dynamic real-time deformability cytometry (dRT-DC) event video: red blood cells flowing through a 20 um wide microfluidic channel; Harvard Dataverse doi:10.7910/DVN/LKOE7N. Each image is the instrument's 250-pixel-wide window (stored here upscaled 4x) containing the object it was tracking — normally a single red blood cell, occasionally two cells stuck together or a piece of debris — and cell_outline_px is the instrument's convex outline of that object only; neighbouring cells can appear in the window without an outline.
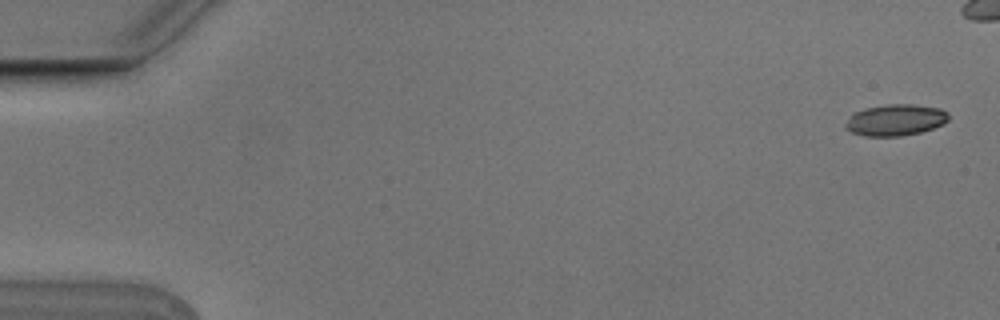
{"species": "Egyptian fruit bat (a non-hibernating species)", "species_latin": "Rousettus aegyptiacus", "temperature_condition": "cold", "stored_images_in_passage": 9, "camera_frame_rate_fps": 3000, "um_per_image_px": 0.085, "animal": {"sex": "male"}, "frame": {"image": 1, "passage_image": 1, "time_ms": 0.0, "image_size_px": [1000, 320], "cell_outline_px": [[948, 120], [944, 124], [920, 132], [900, 136], [864, 136], [852, 132], [844, 128], [844, 124], [856, 112], [868, 108], [888, 104], [912, 104], [940, 108], [948, 112]], "centroid_in_image_um": [76.14, 10.2], "position_along_channel_um": 8.9, "area_um2": 18.67}}
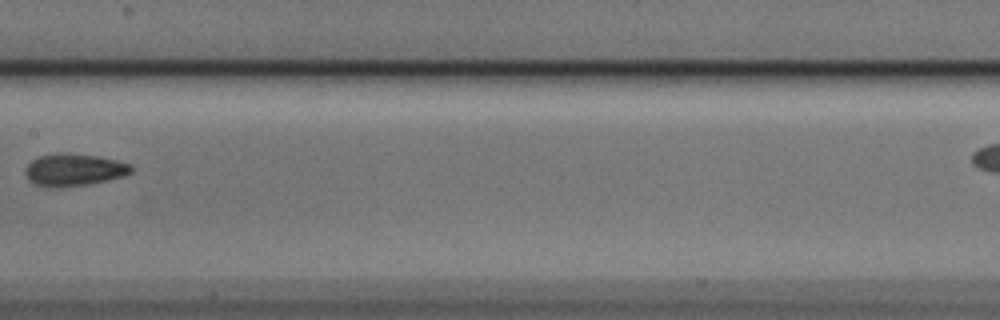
{"frame": {"image": 2, "passage_image": 8, "time_ms": 2.333, "image_size_px": [1000, 320], "cell_outline_px": [[132, 172], [124, 176], [108, 180], [84, 184], [36, 184], [28, 180], [24, 172], [24, 168], [32, 160], [40, 156], [56, 152], [68, 152], [100, 156], [132, 164]], "centroid_in_image_um": [6.33, 14.36], "position_along_channel_um": 201.1, "area_um2": 19.42}}
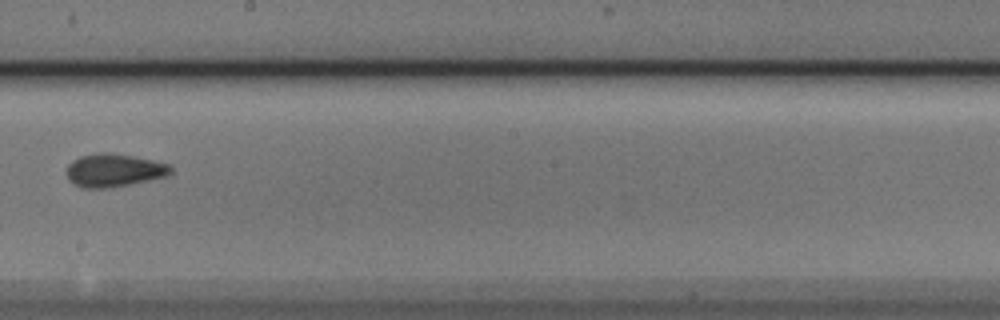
{"frame": {"image": 3, "passage_image": 9, "time_ms": 2.667, "image_size_px": [1000, 320], "cell_outline_px": [[172, 172], [168, 176], [128, 184], [104, 188], [80, 188], [72, 184], [68, 180], [64, 172], [68, 164], [72, 160], [80, 156], [96, 152], [112, 152], [136, 156], [172, 164]], "centroid_in_image_um": [9.65, 14.45], "position_along_channel_um": 238.5, "area_um2": 20.63}}